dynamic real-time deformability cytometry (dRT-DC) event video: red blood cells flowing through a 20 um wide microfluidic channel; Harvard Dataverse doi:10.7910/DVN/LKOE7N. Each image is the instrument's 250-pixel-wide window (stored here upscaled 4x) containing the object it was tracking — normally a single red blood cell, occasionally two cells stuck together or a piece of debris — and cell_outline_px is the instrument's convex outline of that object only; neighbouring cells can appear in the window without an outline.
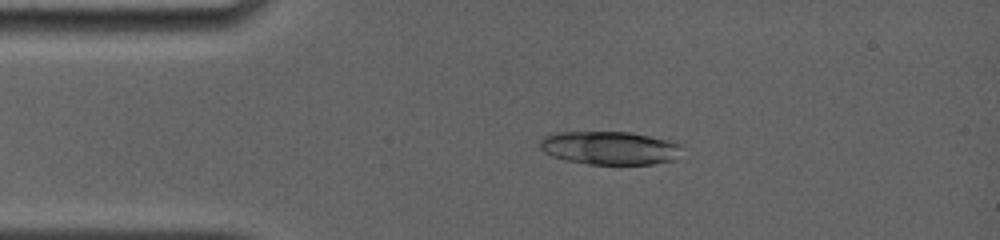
{"species": "common noctule bat (a hibernating species)", "species_latin": "Nyctalus noctula", "temperature_condition": "room temperature", "stored_images_in_passage": 4, "camera_frame_rate_fps": 4000, "um_per_image_px": 0.085, "animal": {"sex": "female", "body_mass_g": 19.0, "forearm_length_mm": 56.7}, "frame": {"image": 1, "passage_image": 1, "time_ms": 0.0, "image_size_px": [1000, 240], "cell_outline_px": [[680, 144], [676, 160], [652, 164], [620, 168], [588, 164], [564, 160], [552, 156], [544, 152], [540, 148], [540, 140], [544, 136], [556, 132], [632, 132], [668, 140]], "centroid_in_image_um": [51.82, 12.62], "position_along_channel_um": 33.2, "area_um2": 28.5}}